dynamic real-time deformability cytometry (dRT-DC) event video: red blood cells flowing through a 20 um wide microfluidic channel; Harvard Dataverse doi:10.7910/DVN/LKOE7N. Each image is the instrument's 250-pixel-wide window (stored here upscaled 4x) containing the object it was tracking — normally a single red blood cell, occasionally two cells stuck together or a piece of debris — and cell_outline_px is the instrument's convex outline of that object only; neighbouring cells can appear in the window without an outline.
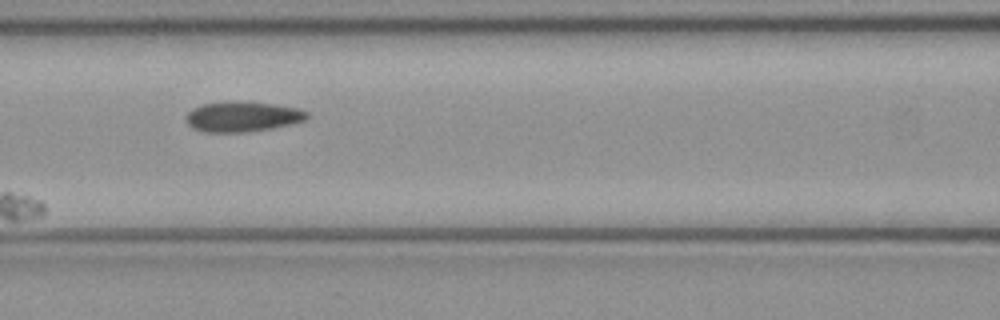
{"species": "common noctule bat (a hibernating species)", "species_latin": "Nyctalus noctula", "temperature_condition": "cold", "stored_images_in_passage": 10, "segment_of_instrument_passage": [1, 3], "camera_frame_rate_fps": 3000, "um_per_image_px": 0.085, "animal": {"sex": "female", "body_mass_g": 21.9}, "frame": {"image": 1, "passage_image": 5, "time_ms": 1.333, "image_size_px": [1000, 320], "cell_outline_px": [[308, 120], [292, 124], [272, 128], [248, 132], [200, 132], [192, 128], [184, 120], [188, 112], [192, 108], [200, 104], [224, 100], [272, 104], [296, 108], [308, 112]], "centroid_in_image_um": [20.56, 9.91], "position_along_channel_um": 146.0, "area_um2": 21.68}}